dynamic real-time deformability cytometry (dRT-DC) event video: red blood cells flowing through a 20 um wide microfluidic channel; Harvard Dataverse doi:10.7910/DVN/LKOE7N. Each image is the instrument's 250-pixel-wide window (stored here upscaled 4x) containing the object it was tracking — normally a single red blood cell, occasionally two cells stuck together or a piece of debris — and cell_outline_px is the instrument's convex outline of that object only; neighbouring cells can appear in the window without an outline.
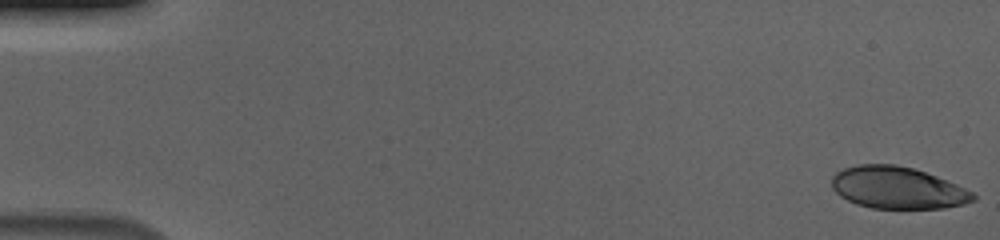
{"species": "human", "species_latin": "Homo sapiens", "temperature_condition": "cold", "stored_images_in_passage": 56, "camera_frame_rate_fps": 3000, "um_per_image_px": 0.085, "donor": {"sex": "male"}, "frame": {"image": 1, "passage_image": 1, "time_ms": 0.0, "image_size_px": [1000, 240], "cell_outline_px": [[976, 200], [964, 204], [944, 208], [872, 208], [856, 204], [840, 196], [832, 188], [832, 176], [836, 172], [844, 168], [860, 164], [896, 164], [912, 168], [936, 176], [964, 188], [972, 192], [976, 196]], "centroid_in_image_um": [76.27, 15.96], "position_along_channel_um": 8.7, "area_um2": 34.39}}
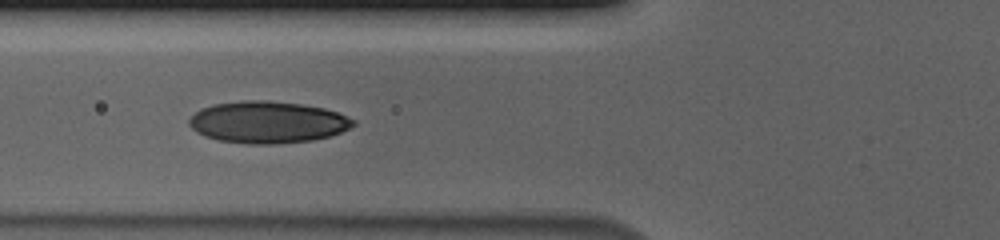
{"frame": {"image": 2, "passage_image": 22, "time_ms": 7.0, "image_size_px": [1000, 240], "cell_outline_px": [[356, 124], [340, 132], [328, 136], [312, 140], [276, 144], [248, 144], [220, 140], [204, 136], [196, 132], [188, 124], [188, 120], [200, 108], [212, 104], [244, 100], [268, 100], [300, 104], [324, 108], [348, 116], [356, 120]], "centroid_in_image_um": [22.73, 10.38], "position_along_channel_um": 103.1, "area_um2": 40.06}}
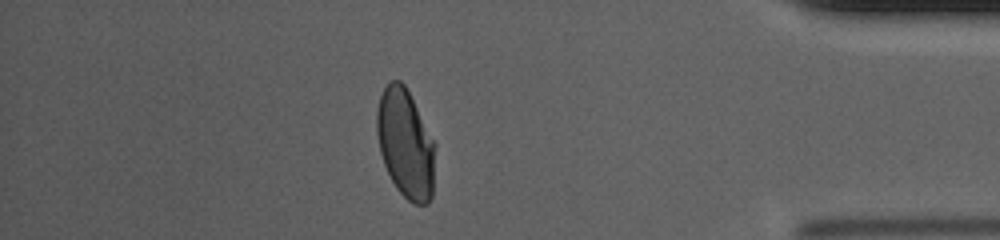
{"frame": {"image": 3, "passage_image": 49, "time_ms": 16.0, "image_size_px": [1000, 240], "cell_outline_px": [[436, 144], [432, 196], [428, 204], [412, 204], [396, 188], [384, 164], [380, 152], [376, 132], [376, 112], [380, 96], [384, 88], [392, 80], [400, 80], [404, 84]], "centroid_in_image_um": [34.47, 12.23], "position_along_channel_um": 400.7, "area_um2": 36.99}, "authors_computed_cell_mechanics": {"area_um2": 37.7145, "velocity_mm_per_s": 3.6847, "shape_relaxation_time_tau1_ms": 6.3885, "shape_relaxation_time_tau2_ms": 1.0752, "deformation_change_tau1": 0.1918, "deformation_change_tau2": 0.0513}}